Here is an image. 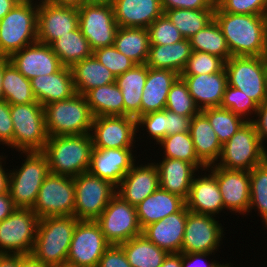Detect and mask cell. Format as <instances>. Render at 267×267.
Returning <instances> with one entry per match:
<instances>
[{"mask_svg": "<svg viewBox=\"0 0 267 267\" xmlns=\"http://www.w3.org/2000/svg\"><path fill=\"white\" fill-rule=\"evenodd\" d=\"M214 19L231 56H262L267 49V15L232 14L215 6Z\"/></svg>", "mask_w": 267, "mask_h": 267, "instance_id": "cell-1", "label": "cell"}, {"mask_svg": "<svg viewBox=\"0 0 267 267\" xmlns=\"http://www.w3.org/2000/svg\"><path fill=\"white\" fill-rule=\"evenodd\" d=\"M93 148L90 133L49 136L42 152L51 173L75 177L88 172Z\"/></svg>", "mask_w": 267, "mask_h": 267, "instance_id": "cell-2", "label": "cell"}, {"mask_svg": "<svg viewBox=\"0 0 267 267\" xmlns=\"http://www.w3.org/2000/svg\"><path fill=\"white\" fill-rule=\"evenodd\" d=\"M78 221L75 216L40 218L31 254L51 267L66 264L73 232Z\"/></svg>", "mask_w": 267, "mask_h": 267, "instance_id": "cell-3", "label": "cell"}, {"mask_svg": "<svg viewBox=\"0 0 267 267\" xmlns=\"http://www.w3.org/2000/svg\"><path fill=\"white\" fill-rule=\"evenodd\" d=\"M38 1L21 0L0 20V57L37 42Z\"/></svg>", "mask_w": 267, "mask_h": 267, "instance_id": "cell-4", "label": "cell"}, {"mask_svg": "<svg viewBox=\"0 0 267 267\" xmlns=\"http://www.w3.org/2000/svg\"><path fill=\"white\" fill-rule=\"evenodd\" d=\"M45 126L48 136L81 135L91 132L94 116L82 94L45 106Z\"/></svg>", "mask_w": 267, "mask_h": 267, "instance_id": "cell-5", "label": "cell"}, {"mask_svg": "<svg viewBox=\"0 0 267 267\" xmlns=\"http://www.w3.org/2000/svg\"><path fill=\"white\" fill-rule=\"evenodd\" d=\"M23 153L26 159L20 168L8 171V192L16 208L32 209L40 187L50 170L46 155L42 151L21 152Z\"/></svg>", "mask_w": 267, "mask_h": 267, "instance_id": "cell-6", "label": "cell"}, {"mask_svg": "<svg viewBox=\"0 0 267 267\" xmlns=\"http://www.w3.org/2000/svg\"><path fill=\"white\" fill-rule=\"evenodd\" d=\"M267 159L265 149L252 121H247L222 145L216 166L227 170L250 171Z\"/></svg>", "mask_w": 267, "mask_h": 267, "instance_id": "cell-7", "label": "cell"}, {"mask_svg": "<svg viewBox=\"0 0 267 267\" xmlns=\"http://www.w3.org/2000/svg\"><path fill=\"white\" fill-rule=\"evenodd\" d=\"M13 121V149L18 152L43 151L48 141L44 108L39 102L10 105Z\"/></svg>", "mask_w": 267, "mask_h": 267, "instance_id": "cell-8", "label": "cell"}, {"mask_svg": "<svg viewBox=\"0 0 267 267\" xmlns=\"http://www.w3.org/2000/svg\"><path fill=\"white\" fill-rule=\"evenodd\" d=\"M224 68L229 86L241 90L258 106L267 100V73L262 56H231Z\"/></svg>", "mask_w": 267, "mask_h": 267, "instance_id": "cell-9", "label": "cell"}, {"mask_svg": "<svg viewBox=\"0 0 267 267\" xmlns=\"http://www.w3.org/2000/svg\"><path fill=\"white\" fill-rule=\"evenodd\" d=\"M39 217L30 208H16L0 222V254H31Z\"/></svg>", "mask_w": 267, "mask_h": 267, "instance_id": "cell-10", "label": "cell"}, {"mask_svg": "<svg viewBox=\"0 0 267 267\" xmlns=\"http://www.w3.org/2000/svg\"><path fill=\"white\" fill-rule=\"evenodd\" d=\"M74 216L78 220L95 221L116 195V186L89 172L74 177Z\"/></svg>", "mask_w": 267, "mask_h": 267, "instance_id": "cell-11", "label": "cell"}, {"mask_svg": "<svg viewBox=\"0 0 267 267\" xmlns=\"http://www.w3.org/2000/svg\"><path fill=\"white\" fill-rule=\"evenodd\" d=\"M74 177L49 173L40 187L32 210L39 218L74 216Z\"/></svg>", "mask_w": 267, "mask_h": 267, "instance_id": "cell-12", "label": "cell"}, {"mask_svg": "<svg viewBox=\"0 0 267 267\" xmlns=\"http://www.w3.org/2000/svg\"><path fill=\"white\" fill-rule=\"evenodd\" d=\"M95 221L111 245H120L142 234L135 206L117 194Z\"/></svg>", "mask_w": 267, "mask_h": 267, "instance_id": "cell-13", "label": "cell"}, {"mask_svg": "<svg viewBox=\"0 0 267 267\" xmlns=\"http://www.w3.org/2000/svg\"><path fill=\"white\" fill-rule=\"evenodd\" d=\"M79 28L94 51L114 45L118 29L112 4L87 2L78 8Z\"/></svg>", "mask_w": 267, "mask_h": 267, "instance_id": "cell-14", "label": "cell"}, {"mask_svg": "<svg viewBox=\"0 0 267 267\" xmlns=\"http://www.w3.org/2000/svg\"><path fill=\"white\" fill-rule=\"evenodd\" d=\"M110 245L96 221L79 220L73 232L66 263L76 267H97Z\"/></svg>", "mask_w": 267, "mask_h": 267, "instance_id": "cell-15", "label": "cell"}, {"mask_svg": "<svg viewBox=\"0 0 267 267\" xmlns=\"http://www.w3.org/2000/svg\"><path fill=\"white\" fill-rule=\"evenodd\" d=\"M137 131L134 117L99 116L93 119L90 135L94 148H134Z\"/></svg>", "mask_w": 267, "mask_h": 267, "instance_id": "cell-16", "label": "cell"}, {"mask_svg": "<svg viewBox=\"0 0 267 267\" xmlns=\"http://www.w3.org/2000/svg\"><path fill=\"white\" fill-rule=\"evenodd\" d=\"M212 215L187 214L181 253H216L224 236V228Z\"/></svg>", "mask_w": 267, "mask_h": 267, "instance_id": "cell-17", "label": "cell"}, {"mask_svg": "<svg viewBox=\"0 0 267 267\" xmlns=\"http://www.w3.org/2000/svg\"><path fill=\"white\" fill-rule=\"evenodd\" d=\"M210 168V169H209ZM209 170V171H208ZM220 188L225 209L245 215L250 206V174L245 170H227L215 164L207 166Z\"/></svg>", "mask_w": 267, "mask_h": 267, "instance_id": "cell-18", "label": "cell"}, {"mask_svg": "<svg viewBox=\"0 0 267 267\" xmlns=\"http://www.w3.org/2000/svg\"><path fill=\"white\" fill-rule=\"evenodd\" d=\"M38 42L50 45L62 35L75 30L79 25L78 8L57 6L38 0Z\"/></svg>", "mask_w": 267, "mask_h": 267, "instance_id": "cell-19", "label": "cell"}, {"mask_svg": "<svg viewBox=\"0 0 267 267\" xmlns=\"http://www.w3.org/2000/svg\"><path fill=\"white\" fill-rule=\"evenodd\" d=\"M133 148H93L88 172L118 186L135 164Z\"/></svg>", "mask_w": 267, "mask_h": 267, "instance_id": "cell-20", "label": "cell"}, {"mask_svg": "<svg viewBox=\"0 0 267 267\" xmlns=\"http://www.w3.org/2000/svg\"><path fill=\"white\" fill-rule=\"evenodd\" d=\"M8 59L29 80L53 74L62 67L51 46L38 41L15 52Z\"/></svg>", "mask_w": 267, "mask_h": 267, "instance_id": "cell-21", "label": "cell"}, {"mask_svg": "<svg viewBox=\"0 0 267 267\" xmlns=\"http://www.w3.org/2000/svg\"><path fill=\"white\" fill-rule=\"evenodd\" d=\"M160 187L159 170L155 162L136 163L116 187V194L132 206H137Z\"/></svg>", "mask_w": 267, "mask_h": 267, "instance_id": "cell-22", "label": "cell"}, {"mask_svg": "<svg viewBox=\"0 0 267 267\" xmlns=\"http://www.w3.org/2000/svg\"><path fill=\"white\" fill-rule=\"evenodd\" d=\"M189 212L184 205L178 212L146 226L142 230V234L168 253H181L187 214Z\"/></svg>", "mask_w": 267, "mask_h": 267, "instance_id": "cell-23", "label": "cell"}, {"mask_svg": "<svg viewBox=\"0 0 267 267\" xmlns=\"http://www.w3.org/2000/svg\"><path fill=\"white\" fill-rule=\"evenodd\" d=\"M204 174L193 177L185 206L192 213L215 216L225 210L223 198L216 176L212 172Z\"/></svg>", "mask_w": 267, "mask_h": 267, "instance_id": "cell-24", "label": "cell"}, {"mask_svg": "<svg viewBox=\"0 0 267 267\" xmlns=\"http://www.w3.org/2000/svg\"><path fill=\"white\" fill-rule=\"evenodd\" d=\"M180 76L186 82L189 93L200 111L206 108L220 107L228 85L224 67L213 74Z\"/></svg>", "mask_w": 267, "mask_h": 267, "instance_id": "cell-25", "label": "cell"}, {"mask_svg": "<svg viewBox=\"0 0 267 267\" xmlns=\"http://www.w3.org/2000/svg\"><path fill=\"white\" fill-rule=\"evenodd\" d=\"M112 7L118 27L148 28L164 14L161 0H115Z\"/></svg>", "mask_w": 267, "mask_h": 267, "instance_id": "cell-26", "label": "cell"}, {"mask_svg": "<svg viewBox=\"0 0 267 267\" xmlns=\"http://www.w3.org/2000/svg\"><path fill=\"white\" fill-rule=\"evenodd\" d=\"M30 82L33 94L42 106L54 101L69 99L76 94L69 67L62 66L57 72L34 77Z\"/></svg>", "mask_w": 267, "mask_h": 267, "instance_id": "cell-27", "label": "cell"}, {"mask_svg": "<svg viewBox=\"0 0 267 267\" xmlns=\"http://www.w3.org/2000/svg\"><path fill=\"white\" fill-rule=\"evenodd\" d=\"M179 76L172 70L147 67V78L141 97V116L165 109L169 90Z\"/></svg>", "mask_w": 267, "mask_h": 267, "instance_id": "cell-28", "label": "cell"}, {"mask_svg": "<svg viewBox=\"0 0 267 267\" xmlns=\"http://www.w3.org/2000/svg\"><path fill=\"white\" fill-rule=\"evenodd\" d=\"M155 164L159 170L160 188L186 200L195 172L199 174L200 170L186 161L167 157Z\"/></svg>", "mask_w": 267, "mask_h": 267, "instance_id": "cell-29", "label": "cell"}, {"mask_svg": "<svg viewBox=\"0 0 267 267\" xmlns=\"http://www.w3.org/2000/svg\"><path fill=\"white\" fill-rule=\"evenodd\" d=\"M184 205L183 198L159 187L135 206L140 227L143 230L146 226L178 212Z\"/></svg>", "mask_w": 267, "mask_h": 267, "instance_id": "cell-30", "label": "cell"}, {"mask_svg": "<svg viewBox=\"0 0 267 267\" xmlns=\"http://www.w3.org/2000/svg\"><path fill=\"white\" fill-rule=\"evenodd\" d=\"M189 133L198 158L206 166L216 164L221 155L222 144L201 111L193 116Z\"/></svg>", "mask_w": 267, "mask_h": 267, "instance_id": "cell-31", "label": "cell"}, {"mask_svg": "<svg viewBox=\"0 0 267 267\" xmlns=\"http://www.w3.org/2000/svg\"><path fill=\"white\" fill-rule=\"evenodd\" d=\"M147 78V65L136 64L124 74L116 76L115 83L122 91L124 116H141V97Z\"/></svg>", "mask_w": 267, "mask_h": 267, "instance_id": "cell-32", "label": "cell"}, {"mask_svg": "<svg viewBox=\"0 0 267 267\" xmlns=\"http://www.w3.org/2000/svg\"><path fill=\"white\" fill-rule=\"evenodd\" d=\"M192 51L189 39L174 44L150 45L146 65L148 68L168 69L181 75Z\"/></svg>", "mask_w": 267, "mask_h": 267, "instance_id": "cell-33", "label": "cell"}, {"mask_svg": "<svg viewBox=\"0 0 267 267\" xmlns=\"http://www.w3.org/2000/svg\"><path fill=\"white\" fill-rule=\"evenodd\" d=\"M70 69L75 91L82 95L94 88L115 83L116 80V76L102 65L94 55L78 61Z\"/></svg>", "mask_w": 267, "mask_h": 267, "instance_id": "cell-34", "label": "cell"}, {"mask_svg": "<svg viewBox=\"0 0 267 267\" xmlns=\"http://www.w3.org/2000/svg\"><path fill=\"white\" fill-rule=\"evenodd\" d=\"M114 46L135 64H145L149 55V32L147 28L118 27Z\"/></svg>", "mask_w": 267, "mask_h": 267, "instance_id": "cell-35", "label": "cell"}, {"mask_svg": "<svg viewBox=\"0 0 267 267\" xmlns=\"http://www.w3.org/2000/svg\"><path fill=\"white\" fill-rule=\"evenodd\" d=\"M132 267H160L169 254L143 234L120 244Z\"/></svg>", "mask_w": 267, "mask_h": 267, "instance_id": "cell-36", "label": "cell"}, {"mask_svg": "<svg viewBox=\"0 0 267 267\" xmlns=\"http://www.w3.org/2000/svg\"><path fill=\"white\" fill-rule=\"evenodd\" d=\"M84 96L94 117L124 116L122 91L116 83L94 88Z\"/></svg>", "mask_w": 267, "mask_h": 267, "instance_id": "cell-37", "label": "cell"}, {"mask_svg": "<svg viewBox=\"0 0 267 267\" xmlns=\"http://www.w3.org/2000/svg\"><path fill=\"white\" fill-rule=\"evenodd\" d=\"M50 46L64 67L71 68L78 61L93 55V50L79 26L54 40Z\"/></svg>", "mask_w": 267, "mask_h": 267, "instance_id": "cell-38", "label": "cell"}, {"mask_svg": "<svg viewBox=\"0 0 267 267\" xmlns=\"http://www.w3.org/2000/svg\"><path fill=\"white\" fill-rule=\"evenodd\" d=\"M2 88L3 98L10 105L37 102L30 80L25 78L8 58H4Z\"/></svg>", "mask_w": 267, "mask_h": 267, "instance_id": "cell-39", "label": "cell"}, {"mask_svg": "<svg viewBox=\"0 0 267 267\" xmlns=\"http://www.w3.org/2000/svg\"><path fill=\"white\" fill-rule=\"evenodd\" d=\"M193 51H202L220 57L226 62L231 53L223 32L213 19L205 28L189 38Z\"/></svg>", "mask_w": 267, "mask_h": 267, "instance_id": "cell-40", "label": "cell"}, {"mask_svg": "<svg viewBox=\"0 0 267 267\" xmlns=\"http://www.w3.org/2000/svg\"><path fill=\"white\" fill-rule=\"evenodd\" d=\"M215 9H169L164 14L175 25L185 39H189L205 28L214 19Z\"/></svg>", "mask_w": 267, "mask_h": 267, "instance_id": "cell-41", "label": "cell"}, {"mask_svg": "<svg viewBox=\"0 0 267 267\" xmlns=\"http://www.w3.org/2000/svg\"><path fill=\"white\" fill-rule=\"evenodd\" d=\"M157 144L164 151L163 157L186 161L191 163L197 170L205 171L207 169V166L196 155L189 132L167 135Z\"/></svg>", "mask_w": 267, "mask_h": 267, "instance_id": "cell-42", "label": "cell"}, {"mask_svg": "<svg viewBox=\"0 0 267 267\" xmlns=\"http://www.w3.org/2000/svg\"><path fill=\"white\" fill-rule=\"evenodd\" d=\"M201 112L208 118L222 145L247 122L243 117L220 107L206 108Z\"/></svg>", "mask_w": 267, "mask_h": 267, "instance_id": "cell-43", "label": "cell"}, {"mask_svg": "<svg viewBox=\"0 0 267 267\" xmlns=\"http://www.w3.org/2000/svg\"><path fill=\"white\" fill-rule=\"evenodd\" d=\"M250 174V206L258 210L264 227L267 229V159L249 171Z\"/></svg>", "mask_w": 267, "mask_h": 267, "instance_id": "cell-44", "label": "cell"}, {"mask_svg": "<svg viewBox=\"0 0 267 267\" xmlns=\"http://www.w3.org/2000/svg\"><path fill=\"white\" fill-rule=\"evenodd\" d=\"M165 109L185 117H193L200 112L181 76L176 79L169 90Z\"/></svg>", "mask_w": 267, "mask_h": 267, "instance_id": "cell-45", "label": "cell"}, {"mask_svg": "<svg viewBox=\"0 0 267 267\" xmlns=\"http://www.w3.org/2000/svg\"><path fill=\"white\" fill-rule=\"evenodd\" d=\"M220 108L228 109L243 117L246 121H252L256 115L258 105L241 90L227 85Z\"/></svg>", "mask_w": 267, "mask_h": 267, "instance_id": "cell-46", "label": "cell"}, {"mask_svg": "<svg viewBox=\"0 0 267 267\" xmlns=\"http://www.w3.org/2000/svg\"><path fill=\"white\" fill-rule=\"evenodd\" d=\"M147 29L150 45L174 44L185 39L165 14L158 17Z\"/></svg>", "mask_w": 267, "mask_h": 267, "instance_id": "cell-47", "label": "cell"}, {"mask_svg": "<svg viewBox=\"0 0 267 267\" xmlns=\"http://www.w3.org/2000/svg\"><path fill=\"white\" fill-rule=\"evenodd\" d=\"M225 62L218 56L202 51H192L181 75L213 74L224 67Z\"/></svg>", "mask_w": 267, "mask_h": 267, "instance_id": "cell-48", "label": "cell"}, {"mask_svg": "<svg viewBox=\"0 0 267 267\" xmlns=\"http://www.w3.org/2000/svg\"><path fill=\"white\" fill-rule=\"evenodd\" d=\"M93 55L115 76L124 74L136 65L131 59L119 52L114 45L97 48L93 51Z\"/></svg>", "mask_w": 267, "mask_h": 267, "instance_id": "cell-49", "label": "cell"}, {"mask_svg": "<svg viewBox=\"0 0 267 267\" xmlns=\"http://www.w3.org/2000/svg\"><path fill=\"white\" fill-rule=\"evenodd\" d=\"M137 129L147 130L150 139L152 138L155 142L159 143L163 138L166 137L167 127V110H160L144 114L137 119ZM140 126V128H139ZM144 127V128H143Z\"/></svg>", "mask_w": 267, "mask_h": 267, "instance_id": "cell-50", "label": "cell"}, {"mask_svg": "<svg viewBox=\"0 0 267 267\" xmlns=\"http://www.w3.org/2000/svg\"><path fill=\"white\" fill-rule=\"evenodd\" d=\"M216 6L226 13L267 15V0H220Z\"/></svg>", "mask_w": 267, "mask_h": 267, "instance_id": "cell-51", "label": "cell"}, {"mask_svg": "<svg viewBox=\"0 0 267 267\" xmlns=\"http://www.w3.org/2000/svg\"><path fill=\"white\" fill-rule=\"evenodd\" d=\"M13 121L10 113V104L5 100H0V144H6L13 148Z\"/></svg>", "mask_w": 267, "mask_h": 267, "instance_id": "cell-52", "label": "cell"}, {"mask_svg": "<svg viewBox=\"0 0 267 267\" xmlns=\"http://www.w3.org/2000/svg\"><path fill=\"white\" fill-rule=\"evenodd\" d=\"M97 267H132L120 245H110L99 260Z\"/></svg>", "mask_w": 267, "mask_h": 267, "instance_id": "cell-53", "label": "cell"}, {"mask_svg": "<svg viewBox=\"0 0 267 267\" xmlns=\"http://www.w3.org/2000/svg\"><path fill=\"white\" fill-rule=\"evenodd\" d=\"M163 10L169 9H215L209 0H161Z\"/></svg>", "mask_w": 267, "mask_h": 267, "instance_id": "cell-54", "label": "cell"}, {"mask_svg": "<svg viewBox=\"0 0 267 267\" xmlns=\"http://www.w3.org/2000/svg\"><path fill=\"white\" fill-rule=\"evenodd\" d=\"M193 117H185L167 110L166 136L189 132Z\"/></svg>", "mask_w": 267, "mask_h": 267, "instance_id": "cell-55", "label": "cell"}, {"mask_svg": "<svg viewBox=\"0 0 267 267\" xmlns=\"http://www.w3.org/2000/svg\"><path fill=\"white\" fill-rule=\"evenodd\" d=\"M255 117L252 122L262 146L266 149L264 141L267 142V100L258 106Z\"/></svg>", "mask_w": 267, "mask_h": 267, "instance_id": "cell-56", "label": "cell"}, {"mask_svg": "<svg viewBox=\"0 0 267 267\" xmlns=\"http://www.w3.org/2000/svg\"><path fill=\"white\" fill-rule=\"evenodd\" d=\"M209 255L211 256L212 253H182V267H217L220 262L212 259L209 263L205 262L204 258L209 259Z\"/></svg>", "mask_w": 267, "mask_h": 267, "instance_id": "cell-57", "label": "cell"}, {"mask_svg": "<svg viewBox=\"0 0 267 267\" xmlns=\"http://www.w3.org/2000/svg\"><path fill=\"white\" fill-rule=\"evenodd\" d=\"M16 207L10 197L9 192L0 195V222L8 217Z\"/></svg>", "mask_w": 267, "mask_h": 267, "instance_id": "cell-58", "label": "cell"}, {"mask_svg": "<svg viewBox=\"0 0 267 267\" xmlns=\"http://www.w3.org/2000/svg\"><path fill=\"white\" fill-rule=\"evenodd\" d=\"M19 267H51L40 260L36 259L32 254L19 255Z\"/></svg>", "mask_w": 267, "mask_h": 267, "instance_id": "cell-59", "label": "cell"}, {"mask_svg": "<svg viewBox=\"0 0 267 267\" xmlns=\"http://www.w3.org/2000/svg\"><path fill=\"white\" fill-rule=\"evenodd\" d=\"M6 158L3 155H0V195L4 193H8V188H9V173L6 172L2 163L5 161Z\"/></svg>", "mask_w": 267, "mask_h": 267, "instance_id": "cell-60", "label": "cell"}, {"mask_svg": "<svg viewBox=\"0 0 267 267\" xmlns=\"http://www.w3.org/2000/svg\"><path fill=\"white\" fill-rule=\"evenodd\" d=\"M160 267H182V253H169Z\"/></svg>", "mask_w": 267, "mask_h": 267, "instance_id": "cell-61", "label": "cell"}, {"mask_svg": "<svg viewBox=\"0 0 267 267\" xmlns=\"http://www.w3.org/2000/svg\"><path fill=\"white\" fill-rule=\"evenodd\" d=\"M0 267H19V255L0 254Z\"/></svg>", "mask_w": 267, "mask_h": 267, "instance_id": "cell-62", "label": "cell"}, {"mask_svg": "<svg viewBox=\"0 0 267 267\" xmlns=\"http://www.w3.org/2000/svg\"><path fill=\"white\" fill-rule=\"evenodd\" d=\"M43 1L57 6H69L75 8H79L83 6L85 3L89 2V0H43Z\"/></svg>", "mask_w": 267, "mask_h": 267, "instance_id": "cell-63", "label": "cell"}, {"mask_svg": "<svg viewBox=\"0 0 267 267\" xmlns=\"http://www.w3.org/2000/svg\"><path fill=\"white\" fill-rule=\"evenodd\" d=\"M20 0H0V20L10 11Z\"/></svg>", "mask_w": 267, "mask_h": 267, "instance_id": "cell-64", "label": "cell"}, {"mask_svg": "<svg viewBox=\"0 0 267 267\" xmlns=\"http://www.w3.org/2000/svg\"><path fill=\"white\" fill-rule=\"evenodd\" d=\"M3 74H4V58L0 57V100H4L3 88H2Z\"/></svg>", "mask_w": 267, "mask_h": 267, "instance_id": "cell-65", "label": "cell"}, {"mask_svg": "<svg viewBox=\"0 0 267 267\" xmlns=\"http://www.w3.org/2000/svg\"><path fill=\"white\" fill-rule=\"evenodd\" d=\"M115 0H89V2H98V3H110L112 4Z\"/></svg>", "mask_w": 267, "mask_h": 267, "instance_id": "cell-66", "label": "cell"}, {"mask_svg": "<svg viewBox=\"0 0 267 267\" xmlns=\"http://www.w3.org/2000/svg\"><path fill=\"white\" fill-rule=\"evenodd\" d=\"M262 58L264 60L265 67H266V73H267V49H266L265 53L262 55Z\"/></svg>", "mask_w": 267, "mask_h": 267, "instance_id": "cell-67", "label": "cell"}, {"mask_svg": "<svg viewBox=\"0 0 267 267\" xmlns=\"http://www.w3.org/2000/svg\"><path fill=\"white\" fill-rule=\"evenodd\" d=\"M231 263H226V264H221V263H219V265L217 266V267H232L231 265H230Z\"/></svg>", "mask_w": 267, "mask_h": 267, "instance_id": "cell-68", "label": "cell"}, {"mask_svg": "<svg viewBox=\"0 0 267 267\" xmlns=\"http://www.w3.org/2000/svg\"><path fill=\"white\" fill-rule=\"evenodd\" d=\"M209 1L211 2L212 5L215 6L220 2V0H209Z\"/></svg>", "mask_w": 267, "mask_h": 267, "instance_id": "cell-69", "label": "cell"}, {"mask_svg": "<svg viewBox=\"0 0 267 267\" xmlns=\"http://www.w3.org/2000/svg\"><path fill=\"white\" fill-rule=\"evenodd\" d=\"M58 267H76V266H72V265H69V264H63V265H61V266H58Z\"/></svg>", "mask_w": 267, "mask_h": 267, "instance_id": "cell-70", "label": "cell"}]
</instances>
